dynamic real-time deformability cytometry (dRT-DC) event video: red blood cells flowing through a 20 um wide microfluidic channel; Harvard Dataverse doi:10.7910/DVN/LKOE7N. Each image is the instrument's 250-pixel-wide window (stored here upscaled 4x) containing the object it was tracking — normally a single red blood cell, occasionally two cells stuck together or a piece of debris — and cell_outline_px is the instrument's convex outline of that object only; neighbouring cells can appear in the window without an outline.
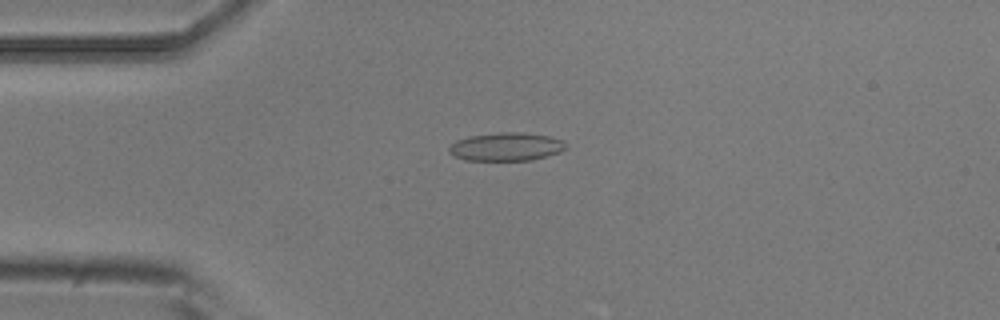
{"species": "common noctule bat (a hibernating species)", "species_latin": "Nyctalus noctula", "temperature_condition": "room temperature", "stored_images_in_passage": 9, "camera_frame_rate_fps": 3000, "um_per_image_px": 0.085, "animal": {"sex": "male", "body_mass_g": 20.5, "forearm_length_mm": 52.5}, "frame": {"image": 1, "passage_image": 4, "time_ms": 1.0, "image_size_px": [1000, 320], "cell_outline_px": [[568, 148], [560, 152], [532, 160], [464, 160], [448, 152], [448, 148], [456, 140], [472, 136], [500, 132], [524, 132], [548, 136], [564, 140], [568, 144]], "centroid_in_image_um": [43.08, 12.47], "position_along_channel_um": 41.9, "area_um2": 19.31}}
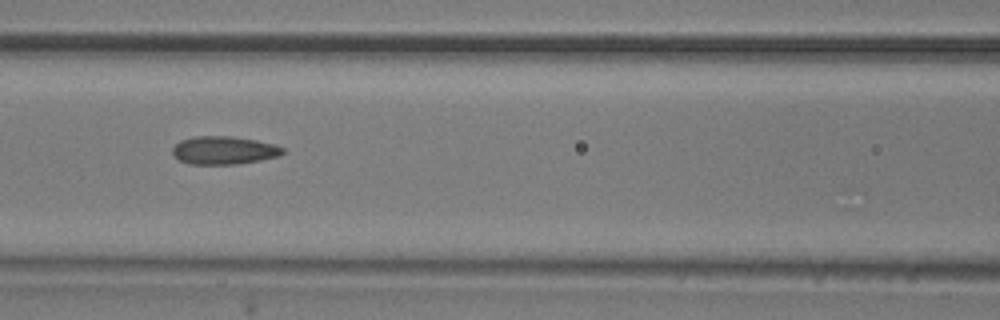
{"frame": {"image": 2, "passage_image": 7, "time_ms": 2.0, "image_size_px": [1000, 320], "cell_outline_px": [[284, 152], [280, 156], [260, 160], [236, 164], [188, 164], [172, 156], [172, 148], [180, 140], [192, 136], [232, 136], [256, 140], [276, 144], [284, 148]], "centroid_in_image_um": [19.02, 12.77], "position_along_channel_um": 147.6, "area_um2": 18.26}}
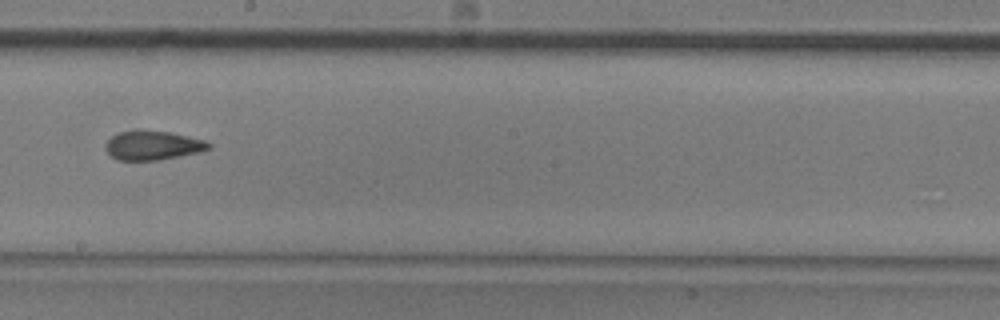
{"frame": {"image": 3, "passage_image": 9, "time_ms": 2.667, "image_size_px": [1000, 320], "cell_outline_px": [[212, 148], [200, 152], [160, 160], [116, 160], [104, 148], [104, 144], [112, 136], [120, 132], [136, 128], [140, 128], [168, 132], [188, 136], [204, 140], [212, 144]], "centroid_in_image_um": [12.98, 12.34], "position_along_channel_um": 235.2, "area_um2": 17.92}}